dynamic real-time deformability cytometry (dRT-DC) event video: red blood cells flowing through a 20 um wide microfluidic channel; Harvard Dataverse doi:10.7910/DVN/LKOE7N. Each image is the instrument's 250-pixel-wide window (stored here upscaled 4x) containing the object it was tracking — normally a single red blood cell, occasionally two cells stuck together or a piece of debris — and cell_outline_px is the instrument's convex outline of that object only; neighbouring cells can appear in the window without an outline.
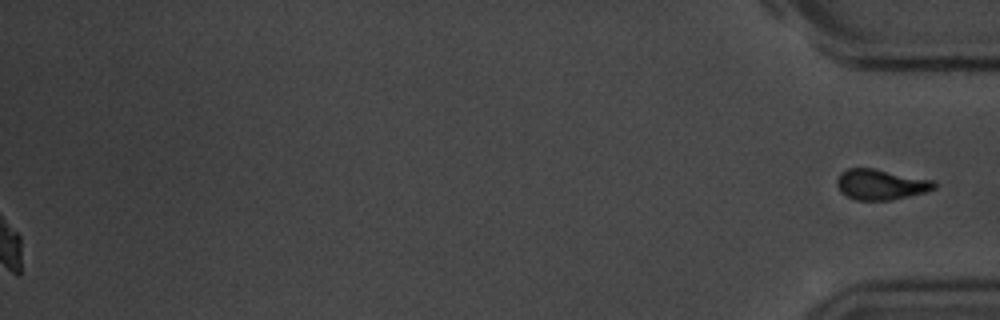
{"species": "common noctule bat (a hibernating species)", "species_latin": "Nyctalus noctula", "temperature_condition": "room temperature", "stored_images_in_passage": 54, "camera_frame_rate_fps": 3000, "um_per_image_px": 0.085, "animal": {"sex": "male", "body_mass_g": 20.1, "forearm_length_mm": 53.5}, "frame": {"image": 1, "passage_image": 54, "time_ms": 17.667, "image_size_px": [1000, 320], "cell_outline_px": [[936, 188], [924, 192], [892, 200], [856, 200], [840, 192], [836, 184], [836, 180], [840, 172], [848, 168], [872, 168], [932, 180], [936, 184]], "centroid_in_image_um": [74.82, 15.68], "position_along_channel_um": 360.4, "area_um2": 17.17}}